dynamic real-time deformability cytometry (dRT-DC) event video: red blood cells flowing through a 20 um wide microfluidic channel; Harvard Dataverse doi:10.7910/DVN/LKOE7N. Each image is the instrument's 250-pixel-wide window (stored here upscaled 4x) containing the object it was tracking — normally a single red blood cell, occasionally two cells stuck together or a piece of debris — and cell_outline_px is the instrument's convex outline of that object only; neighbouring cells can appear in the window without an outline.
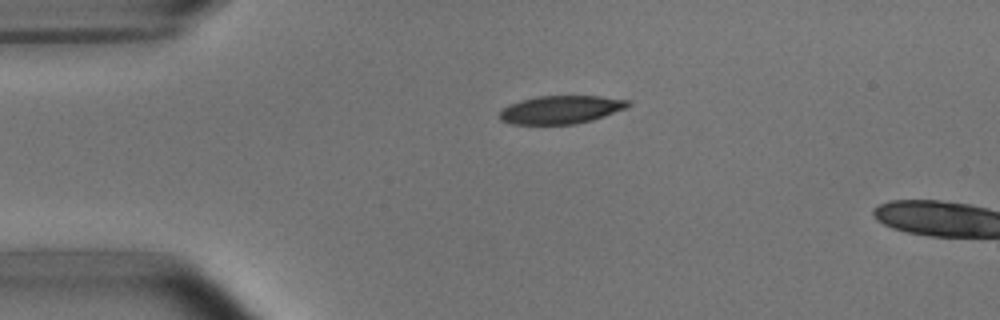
{"species": "common noctule bat (a hibernating species)", "species_latin": "Nyctalus noctula", "temperature_condition": "room temperature", "stored_images_in_passage": 4, "camera_frame_rate_fps": 3000, "um_per_image_px": 0.085, "animal": {"sex": "male", "body_mass_g": 15.6}, "frame": {"image": 1, "passage_image": 1, "time_ms": 0.0, "image_size_px": [1000, 320], "cell_outline_px": [[632, 104], [624, 108], [604, 116], [592, 120], [576, 124], [512, 124], [500, 120], [500, 112], [508, 104], [520, 100], [536, 96], [600, 96], [628, 100]], "centroid_in_image_um": [47.65, 9.32], "position_along_channel_um": 37.3, "area_um2": 20.98}}